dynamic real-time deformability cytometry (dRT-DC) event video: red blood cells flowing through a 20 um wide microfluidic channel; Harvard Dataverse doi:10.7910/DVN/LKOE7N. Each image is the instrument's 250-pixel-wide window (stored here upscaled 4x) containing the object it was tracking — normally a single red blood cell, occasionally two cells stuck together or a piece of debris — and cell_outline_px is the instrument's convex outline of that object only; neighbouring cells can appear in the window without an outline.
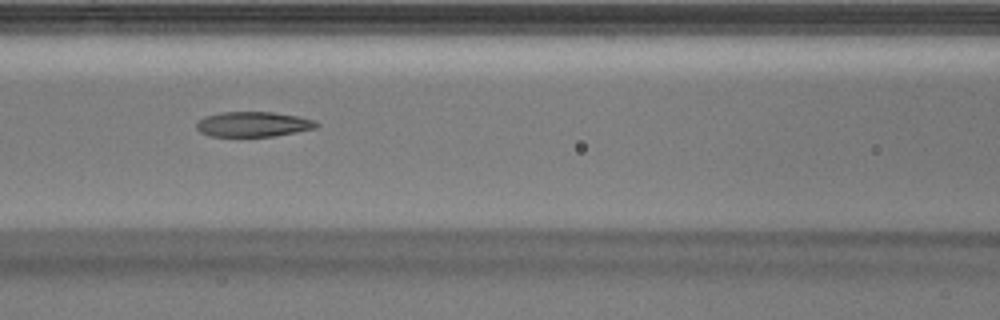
{"species": "Egyptian fruit bat (a non-hibernating species)", "species_latin": "Rousettus aegyptiacus", "temperature_condition": "warm", "stored_images_in_passage": 29, "camera_frame_rate_fps": 3000, "um_per_image_px": 0.085, "animal": {"sex": "male"}, "frame": {"image": 1, "passage_image": 9, "time_ms": 2.667, "image_size_px": [1000, 320], "cell_outline_px": [[320, 124], [316, 128], [276, 136], [212, 136], [200, 132], [196, 128], [196, 124], [204, 116], [220, 112], [272, 112], [296, 116], [312, 120]], "centroid_in_image_um": [21.5, 10.56], "position_along_channel_um": 145.1, "area_um2": 17.4}}
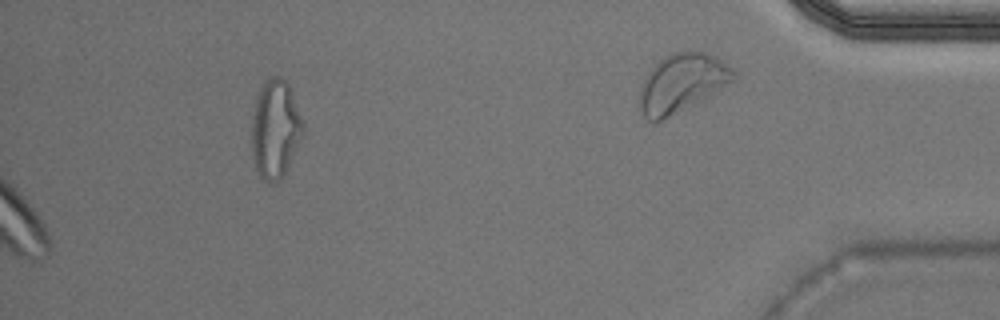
{"frame": {"image": 2, "passage_image": 29, "time_ms": 9.333, "image_size_px": [1000, 320], "cell_outline_px": [[304, 132], [284, 172], [276, 184], [268, 184], [260, 176], [256, 168], [252, 152], [252, 120], [256, 100], [260, 88], [272, 76], [280, 76], [288, 84], [292, 92], [304, 124]], "centroid_in_image_um": [23.4, 10.98], "position_along_channel_um": 411.8, "area_um2": 28.96}}